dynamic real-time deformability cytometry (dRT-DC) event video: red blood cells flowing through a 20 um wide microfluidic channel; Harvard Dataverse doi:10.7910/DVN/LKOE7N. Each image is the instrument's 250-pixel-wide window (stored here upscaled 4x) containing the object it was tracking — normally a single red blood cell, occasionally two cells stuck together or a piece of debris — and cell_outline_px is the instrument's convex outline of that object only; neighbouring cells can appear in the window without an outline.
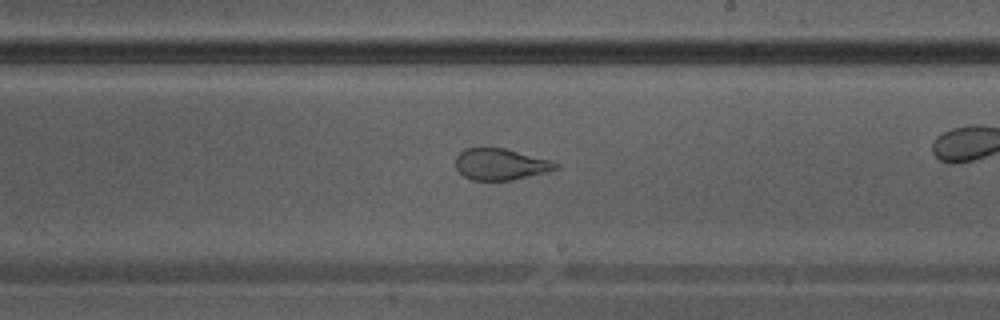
{"species": "Egyptian fruit bat (a non-hibernating species)", "species_latin": "Rousettus aegyptiacus", "temperature_condition": "warm", "stored_images_in_passage": 32, "camera_frame_rate_fps": 3000, "um_per_image_px": 0.085, "animal": {"sex": "male"}, "frame": {"image": 1, "passage_image": 23, "time_ms": 7.333, "image_size_px": [1000, 320], "cell_outline_px": [[560, 168], [548, 172], [512, 180], [472, 180], [464, 176], [456, 168], [456, 156], [464, 148], [504, 148], [552, 160], [560, 164]], "centroid_in_image_um": [42.59, 13.96], "position_along_channel_um": 246.4, "area_um2": 18.44}}